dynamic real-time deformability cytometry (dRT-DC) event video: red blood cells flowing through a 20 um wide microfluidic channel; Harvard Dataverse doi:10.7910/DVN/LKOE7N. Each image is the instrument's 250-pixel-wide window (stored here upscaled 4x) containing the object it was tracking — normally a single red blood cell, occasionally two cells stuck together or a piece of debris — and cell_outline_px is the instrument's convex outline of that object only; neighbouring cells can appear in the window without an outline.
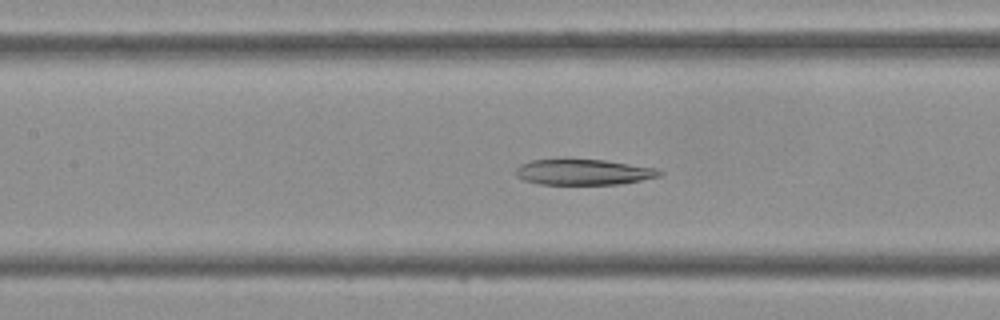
{"species": "Egyptian fruit bat (a non-hibernating species)", "species_latin": "Rousettus aegyptiacus", "temperature_condition": "cold", "stored_images_in_passage": 40, "camera_frame_rate_fps": 3000, "um_per_image_px": 0.085, "frame": {"image": 1, "passage_image": 16, "time_ms": 5.0, "image_size_px": [1000, 320], "cell_outline_px": [[664, 176], [620, 184], [540, 184], [524, 180], [516, 176], [516, 168], [520, 164], [532, 160], [604, 160], [660, 168], [664, 172]], "centroid_in_image_um": [49.69, 14.63], "position_along_channel_um": 157.7, "area_um2": 21.56}}
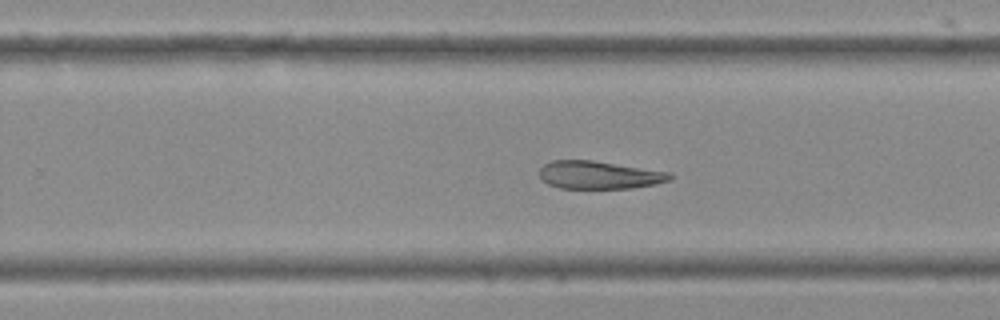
{"frame": {"image": 2, "passage_image": 24, "time_ms": 7.667, "image_size_px": [1000, 320], "cell_outline_px": [[672, 180], [656, 184], [632, 188], [560, 188], [548, 184], [540, 176], [540, 168], [544, 164], [552, 160], [592, 160], [672, 172]], "centroid_in_image_um": [50.97, 14.87], "position_along_channel_um": 278.8, "area_um2": 21.27}}
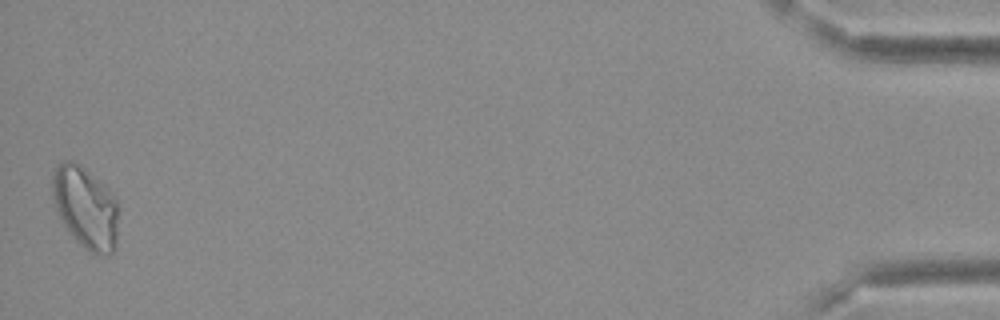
{"frame": {"image": 3, "passage_image": 40, "time_ms": 13.0, "image_size_px": [1000, 320], "cell_outline_px": [[116, 248], [112, 252], [92, 252], [84, 248], [72, 236], [64, 224], [56, 208], [52, 196], [52, 176], [56, 168], [64, 160], [72, 160], [80, 164], [100, 180], [108, 188], [116, 200]], "centroid_in_image_um": [7.25, 17.58], "position_along_channel_um": 428.0, "area_um2": 30.92}}